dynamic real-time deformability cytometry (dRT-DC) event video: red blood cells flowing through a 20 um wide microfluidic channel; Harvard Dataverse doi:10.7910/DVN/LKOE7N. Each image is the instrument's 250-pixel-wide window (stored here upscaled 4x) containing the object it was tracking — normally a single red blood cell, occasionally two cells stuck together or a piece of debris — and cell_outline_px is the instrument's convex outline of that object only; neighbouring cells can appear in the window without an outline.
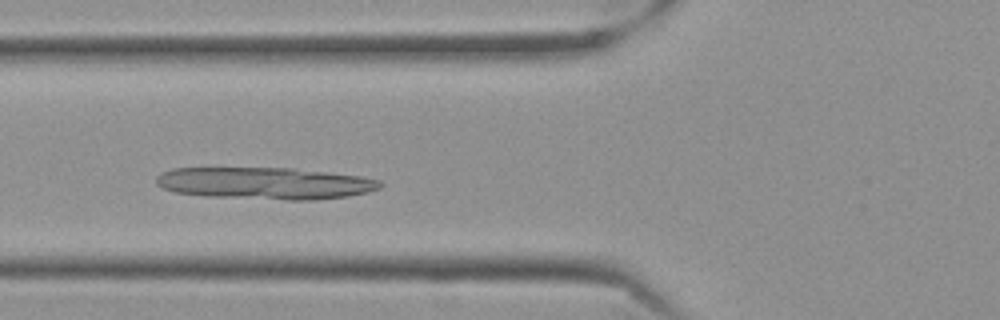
{"species": "Egyptian fruit bat (a non-hibernating species)", "species_latin": "Rousettus aegyptiacus", "temperature_condition": "cold", "stored_images_in_passage": 51, "camera_frame_rate_fps": 3000, "um_per_image_px": 0.085, "frame": {"image": 1, "passage_image": 16, "time_ms": 5.0, "image_size_px": [1000, 320], "cell_outline_px": [[384, 184], [380, 188], [368, 192], [348, 196], [312, 200], [284, 200], [204, 196], [176, 192], [164, 188], [156, 184], [156, 176], [172, 168], [296, 168], [360, 176], [380, 180]], "centroid_in_image_um": [22.56, 15.58], "position_along_channel_um": 103.2, "area_um2": 41.85}}
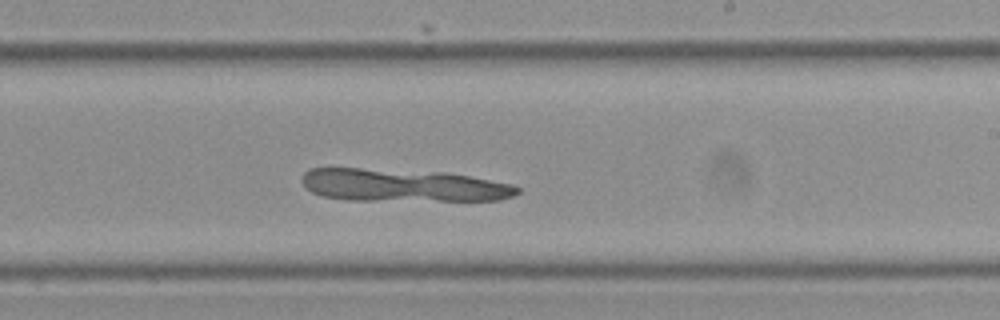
{"frame": {"image": 2, "passage_image": 29, "time_ms": 9.333, "image_size_px": [1000, 320], "cell_outline_px": [[520, 192], [512, 196], [500, 200], [348, 200], [324, 196], [312, 192], [300, 180], [304, 172], [312, 168], [360, 168], [444, 172], [468, 176], [512, 184], [520, 188]], "centroid_in_image_um": [34.23, 15.75], "position_along_channel_um": 254.8, "area_um2": 40.81}}
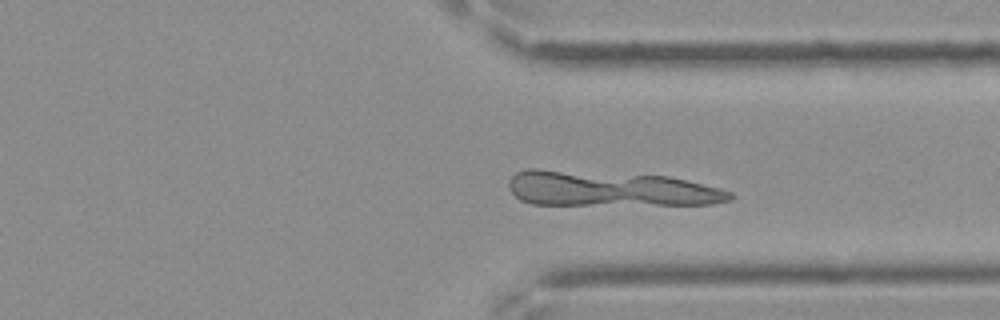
{"frame": {"image": 3, "passage_image": 38, "time_ms": 12.333, "image_size_px": [1000, 320], "cell_outline_px": [[736, 196], [732, 200], [712, 204], [532, 204], [520, 200], [508, 188], [508, 180], [516, 172], [528, 168], [536, 168], [668, 176], [720, 188], [732, 192]], "centroid_in_image_um": [51.83, 16.03], "position_along_channel_um": 359.6, "area_um2": 45.43}}